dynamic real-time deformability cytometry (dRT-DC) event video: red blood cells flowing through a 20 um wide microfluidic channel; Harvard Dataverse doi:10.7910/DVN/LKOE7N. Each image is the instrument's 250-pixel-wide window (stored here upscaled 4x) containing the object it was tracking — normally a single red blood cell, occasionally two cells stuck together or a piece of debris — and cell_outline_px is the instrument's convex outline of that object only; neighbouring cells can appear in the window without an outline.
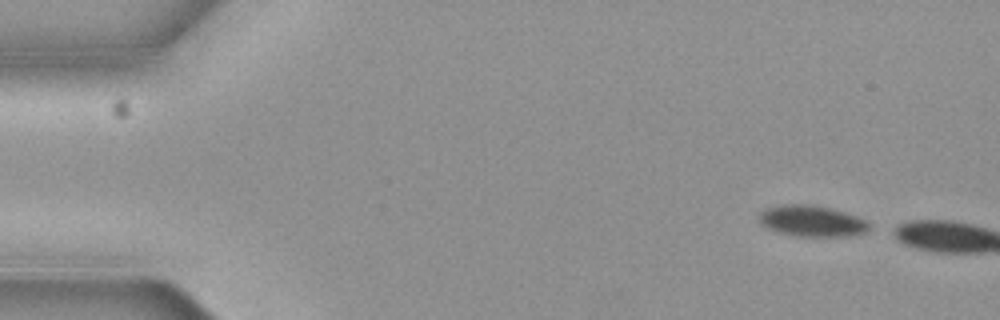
{"species": "common noctule bat (a hibernating species)", "species_latin": "Nyctalus noctula", "temperature_condition": "cold", "stored_images_in_passage": 2, "camera_frame_rate_fps": 3000, "um_per_image_px": 0.085, "animal": {"sex": "female", "body_mass_g": 19.3, "forearm_length_mm": 54.1}, "frame": {"image": 1, "passage_image": 1, "time_ms": 0.0, "image_size_px": [1000, 320], "cell_outline_px": [[868, 228], [864, 232], [848, 236], [800, 236], [780, 232], [768, 228], [760, 220], [760, 212], [764, 208], [780, 204], [812, 204], [832, 208], [856, 216], [864, 220], [868, 224]], "centroid_in_image_um": [68.98, 18.76], "position_along_channel_um": 16.0, "area_um2": 19.65}}